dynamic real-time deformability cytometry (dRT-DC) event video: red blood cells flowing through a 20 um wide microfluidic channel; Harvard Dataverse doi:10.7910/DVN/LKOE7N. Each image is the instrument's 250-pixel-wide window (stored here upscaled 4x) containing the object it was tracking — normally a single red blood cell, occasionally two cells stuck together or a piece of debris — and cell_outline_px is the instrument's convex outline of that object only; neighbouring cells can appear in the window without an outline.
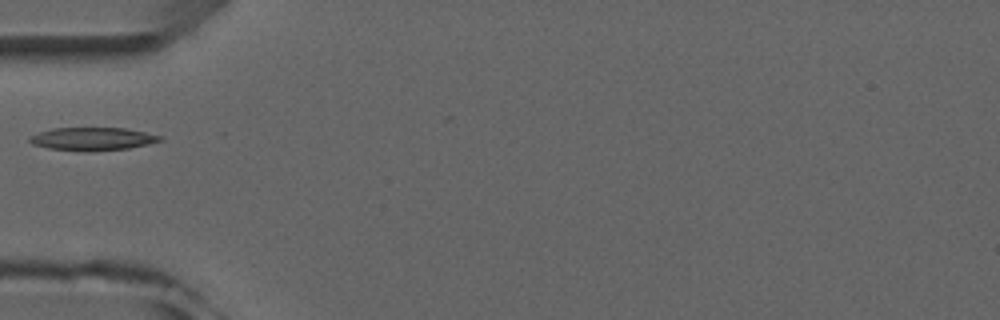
{"species": "common noctule bat (a hibernating species)", "species_latin": "Nyctalus noctula", "temperature_condition": "room temperature", "stored_images_in_passage": 2, "camera_frame_rate_fps": 3000, "um_per_image_px": 0.085, "animal": {"sex": "male", "forearm_length_mm": 52.5}, "frame": {"image": 1, "passage_image": 2, "time_ms": 2.0, "image_size_px": [1000, 320], "cell_outline_px": [[164, 140], [148, 144], [128, 148], [92, 152], [48, 148], [32, 144], [28, 140], [28, 136], [52, 128], [124, 128], [164, 136]], "centroid_in_image_um": [7.87, 11.81], "position_along_channel_um": 77.1, "area_um2": 17.57}}